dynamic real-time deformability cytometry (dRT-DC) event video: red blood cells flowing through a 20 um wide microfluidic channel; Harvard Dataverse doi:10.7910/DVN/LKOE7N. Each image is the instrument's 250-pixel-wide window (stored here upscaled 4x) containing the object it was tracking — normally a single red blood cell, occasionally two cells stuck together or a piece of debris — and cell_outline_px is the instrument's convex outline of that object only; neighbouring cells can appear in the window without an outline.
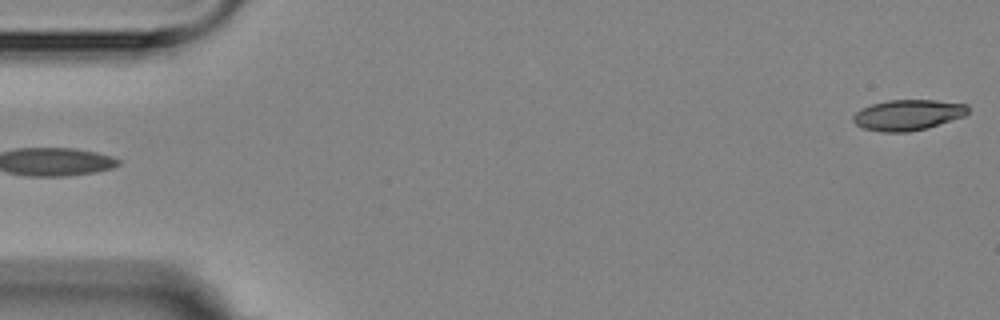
{"species": "Egyptian fruit bat (a non-hibernating species)", "species_latin": "Rousettus aegyptiacus", "temperature_condition": "room temperature", "stored_images_in_passage": 5, "segment_of_instrument_passage": [2, 2], "camera_frame_rate_fps": 3000, "um_per_image_px": 0.085, "animal": {"sex": "female"}, "frame": {"image": 1, "passage_image": 5, "time_ms": 5.333, "image_size_px": [1000, 320], "cell_outline_px": [[968, 112], [964, 116], [928, 128], [908, 132], [880, 132], [864, 128], [856, 124], [852, 120], [852, 116], [860, 108], [872, 104], [888, 100], [936, 100], [968, 104]], "centroid_in_image_um": [77.16, 9.77], "position_along_channel_um": 7.8, "area_um2": 20.63}}